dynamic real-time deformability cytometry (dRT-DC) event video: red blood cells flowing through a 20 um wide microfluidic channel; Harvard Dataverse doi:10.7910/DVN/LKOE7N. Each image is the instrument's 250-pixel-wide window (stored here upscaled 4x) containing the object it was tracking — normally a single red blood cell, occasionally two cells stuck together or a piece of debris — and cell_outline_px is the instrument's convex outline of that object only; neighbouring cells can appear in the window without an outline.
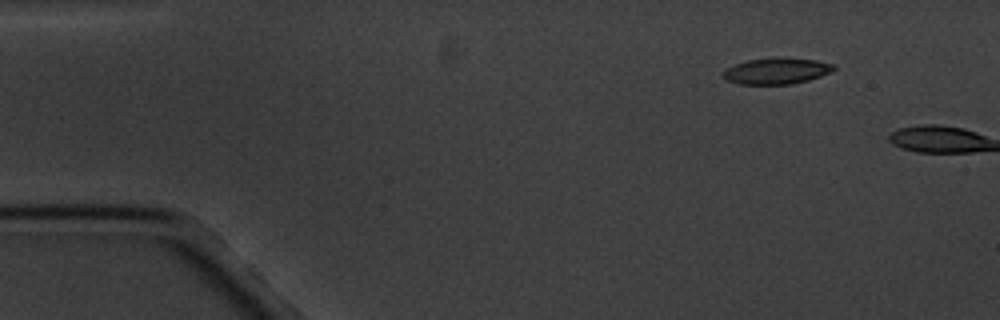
{"species": "common noctule bat (a hibernating species)", "species_latin": "Nyctalus noctula", "temperature_condition": "cold", "stored_images_in_passage": 2, "camera_frame_rate_fps": 3000, "um_per_image_px": 0.085, "animal": {"sex": "male", "body_mass_g": 20.1, "forearm_length_mm": 53.5}, "frame": {"image": 1, "passage_image": 1, "time_ms": 0.0, "image_size_px": [1000, 320], "cell_outline_px": [[836, 68], [832, 72], [808, 80], [792, 84], [740, 84], [724, 80], [720, 76], [724, 68], [748, 60], [816, 60], [832, 64]], "centroid_in_image_um": [65.93, 6.09], "position_along_channel_um": 19.1, "area_um2": 16.24}}